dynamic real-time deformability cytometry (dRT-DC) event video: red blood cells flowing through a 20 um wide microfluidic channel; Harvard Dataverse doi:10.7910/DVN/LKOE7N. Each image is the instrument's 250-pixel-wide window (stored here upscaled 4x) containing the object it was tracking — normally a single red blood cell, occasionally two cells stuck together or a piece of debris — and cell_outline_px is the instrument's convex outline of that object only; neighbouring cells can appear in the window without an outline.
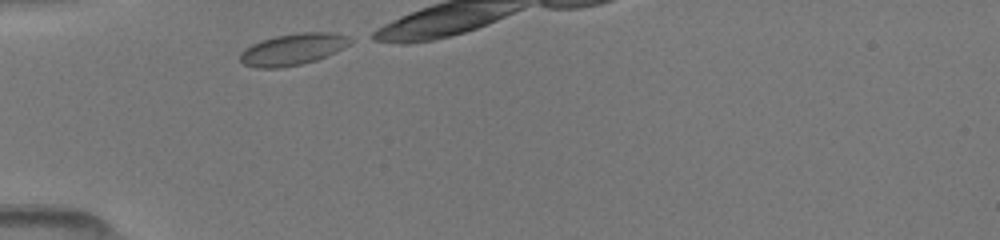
{"species": "common noctule bat (a hibernating species)", "species_latin": "Nyctalus noctula", "temperature_condition": "room temperature", "stored_images_in_passage": 11, "camera_frame_rate_fps": 3000, "um_per_image_px": 0.085, "animal": {"sex": "female", "body_mass_g": 19.5, "forearm_length_mm": 54.1}, "frame": {"image": 1, "passage_image": 1, "time_ms": 0.0, "image_size_px": [1000, 240], "cell_outline_px": [[356, 40], [344, 48], [316, 60], [300, 64], [280, 68], [256, 68], [244, 64], [240, 60], [240, 52], [244, 48], [260, 40], [276, 36], [300, 32], [328, 32], [348, 36]], "centroid_in_image_um": [24.9, 4.18], "position_along_channel_um": 60.1, "area_um2": 20.35}}
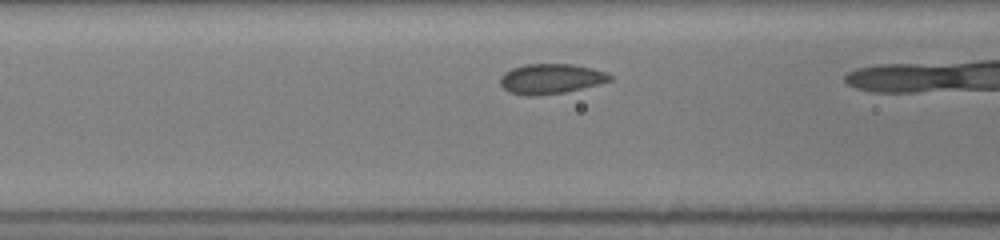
{"frame": {"image": 2, "passage_image": 9, "time_ms": 1.667, "image_size_px": [1000, 240], "cell_outline_px": [[612, 80], [600, 84], [564, 92], [536, 96], [524, 96], [508, 92], [500, 84], [500, 76], [504, 72], [512, 68], [524, 64], [572, 64], [592, 68], [608, 72], [612, 76]], "centroid_in_image_um": [46.81, 6.7], "position_along_channel_um": 119.8, "area_um2": 19.42}}